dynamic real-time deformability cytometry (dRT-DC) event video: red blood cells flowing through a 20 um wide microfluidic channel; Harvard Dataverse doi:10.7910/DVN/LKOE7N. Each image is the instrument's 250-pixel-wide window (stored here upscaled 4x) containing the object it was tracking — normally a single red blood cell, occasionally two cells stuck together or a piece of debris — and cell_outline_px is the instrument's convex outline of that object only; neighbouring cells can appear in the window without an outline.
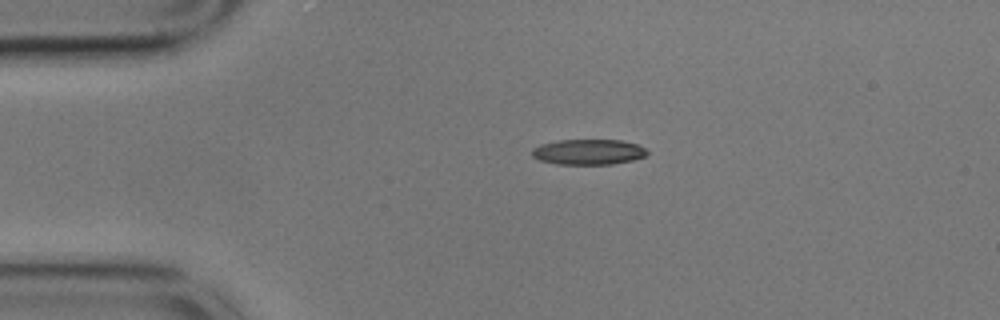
{"species": "common noctule bat (a hibernating species)", "species_latin": "Nyctalus noctula", "temperature_condition": "cold", "stored_images_in_passage": 46, "camera_frame_rate_fps": 3000, "um_per_image_px": 0.085, "animal": {"sex": "male", "body_mass_g": 17.9}, "frame": {"image": 1, "passage_image": 1, "time_ms": 0.0, "image_size_px": [1000, 320], "cell_outline_px": [[648, 152], [644, 156], [632, 160], [612, 164], [556, 164], [540, 160], [532, 156], [532, 148], [540, 144], [556, 140], [620, 140], [636, 144], [644, 148]], "centroid_in_image_um": [49.97, 12.91], "position_along_channel_um": 35.0, "area_um2": 16.99}}
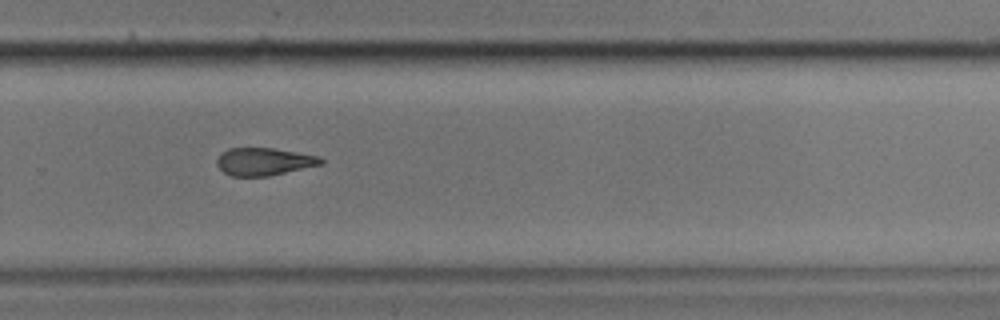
{"frame": {"image": 2, "passage_image": 27, "time_ms": 8.667, "image_size_px": [1000, 320], "cell_outline_px": [[324, 164], [268, 176], [232, 176], [224, 172], [216, 164], [216, 160], [220, 152], [228, 148], [272, 148], [320, 156], [324, 160]], "centroid_in_image_um": [22.43, 13.73], "position_along_channel_um": 307.4, "area_um2": 16.82}}
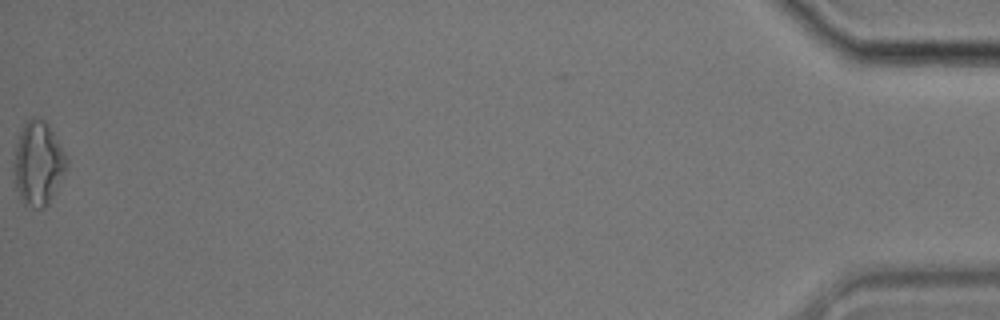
{"frame": {"image": 3, "passage_image": 46, "time_ms": 15.0, "image_size_px": [1000, 320], "cell_outline_px": [[68, 164], [48, 204], [44, 208], [32, 208], [24, 204], [16, 188], [12, 168], [12, 164], [16, 144], [20, 132], [24, 124], [32, 116], [44, 120], [48, 124], [64, 152], [68, 160]], "centroid_in_image_um": [3.21, 13.89], "position_along_channel_um": 432.0, "area_um2": 25.66}, "authors_computed_cell_mechanics": {"area_um2": 18.2648, "velocity_mm_per_s": 3.5367, "shape_relaxation_time_tau1_ms": 3.5991, "shape_relaxation_time_tau2_ms": 6.3058, "deformation_change_tau1": 0.1125, "deformation_change_tau2": 0.1482}}